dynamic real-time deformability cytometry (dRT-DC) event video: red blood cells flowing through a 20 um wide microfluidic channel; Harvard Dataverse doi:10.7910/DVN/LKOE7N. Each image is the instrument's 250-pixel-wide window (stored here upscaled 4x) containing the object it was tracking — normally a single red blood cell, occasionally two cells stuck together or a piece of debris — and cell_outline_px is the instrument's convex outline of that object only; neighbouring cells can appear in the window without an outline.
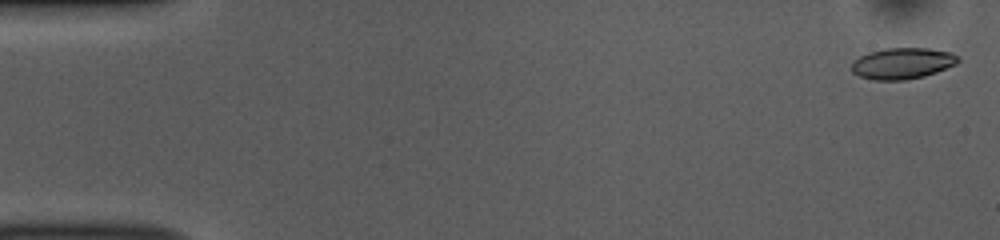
{"species": "common noctule bat (a hibernating species)", "species_latin": "Nyctalus noctula", "temperature_condition": "room temperature", "stored_images_in_passage": 52, "camera_frame_rate_fps": 3000, "um_per_image_px": 0.085, "animal": {"sex": "female", "body_mass_g": 10.0, "forearm_length_mm": 53.1}, "frame": {"image": 1, "passage_image": 2, "time_ms": 0.333, "image_size_px": [1000, 240], "cell_outline_px": [[960, 60], [956, 64], [936, 72], [924, 76], [904, 80], [876, 80], [860, 76], [852, 72], [852, 60], [868, 52], [884, 48], [928, 48], [952, 52], [960, 56]], "centroid_in_image_um": [76.72, 5.37], "position_along_channel_um": 8.3, "area_um2": 19.48}}
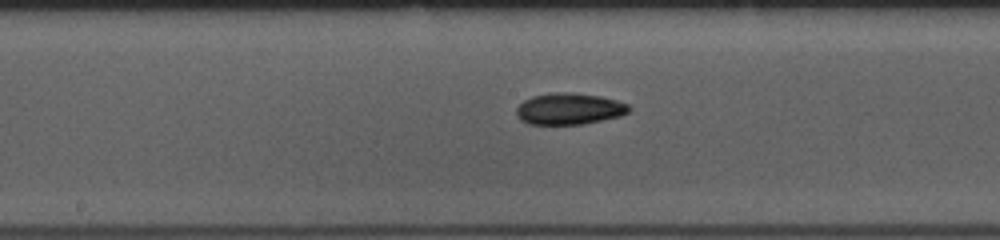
{"frame": {"image": 2, "passage_image": 27, "time_ms": 8.667, "image_size_px": [1000, 240], "cell_outline_px": [[632, 108], [628, 112], [620, 116], [584, 124], [528, 124], [520, 120], [516, 116], [516, 108], [524, 100], [532, 96], [552, 92], [568, 92], [600, 96], [616, 100], [628, 104]], "centroid_in_image_um": [48.37, 9.25], "position_along_channel_um": 199.8, "area_um2": 20.75}}
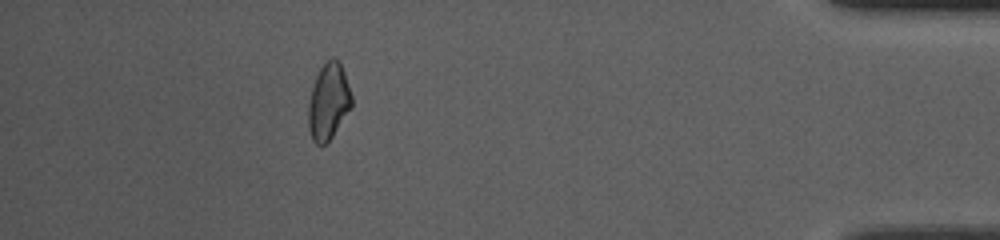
{"frame": {"image": 3, "passage_image": 47, "time_ms": 15.333, "image_size_px": [1000, 240], "cell_outline_px": [[352, 108], [332, 136], [324, 144], [316, 144], [312, 140], [308, 128], [308, 104], [312, 88], [316, 76], [320, 68], [332, 56], [336, 56], [340, 60], [352, 96]], "centroid_in_image_um": [27.93, 8.61], "position_along_channel_um": 407.3, "area_um2": 19.36}, "authors_computed_cell_mechanics": {"area_um2": 19.6809, "velocity_mm_per_s": 3.8786, "shape_relaxation_time_tau1_ms": 3.4172, "shape_relaxation_time_tau2_ms": 5.0981, "deformation_change_tau1": 0.0955, "deformation_change_tau2": 0.1098}}